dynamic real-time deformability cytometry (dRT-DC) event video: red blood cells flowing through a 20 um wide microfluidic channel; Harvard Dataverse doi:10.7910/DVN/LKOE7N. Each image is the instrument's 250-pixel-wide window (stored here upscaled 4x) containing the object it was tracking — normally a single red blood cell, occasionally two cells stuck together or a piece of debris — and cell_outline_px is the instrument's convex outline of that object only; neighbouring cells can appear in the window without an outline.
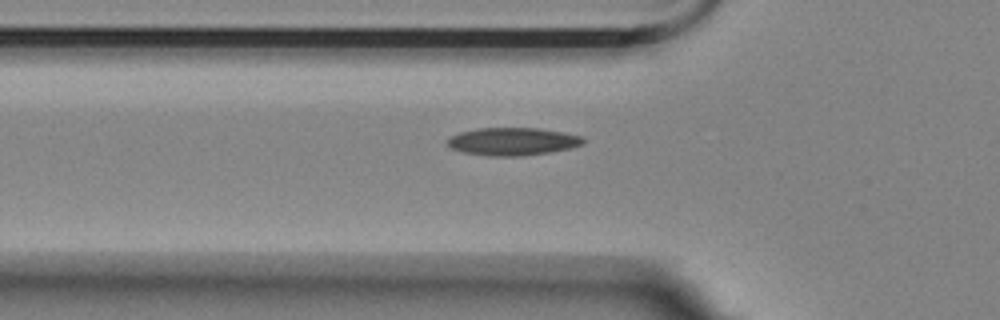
{"species": "Egyptian fruit bat (a non-hibernating species)", "species_latin": "Rousettus aegyptiacus", "temperature_condition": "room temperature", "stored_images_in_passage": 7, "camera_frame_rate_fps": 3000, "um_per_image_px": 0.085, "animal": {"sex": "female"}, "frame": {"image": 1, "passage_image": 6, "time_ms": 1.667, "image_size_px": [1000, 320], "cell_outline_px": [[584, 144], [568, 148], [548, 152], [520, 156], [488, 156], [464, 152], [452, 148], [448, 144], [448, 136], [460, 132], [476, 128], [540, 128], [564, 132], [584, 136]], "centroid_in_image_um": [43.58, 12.01], "position_along_channel_um": 82.2, "area_um2": 21.96}}
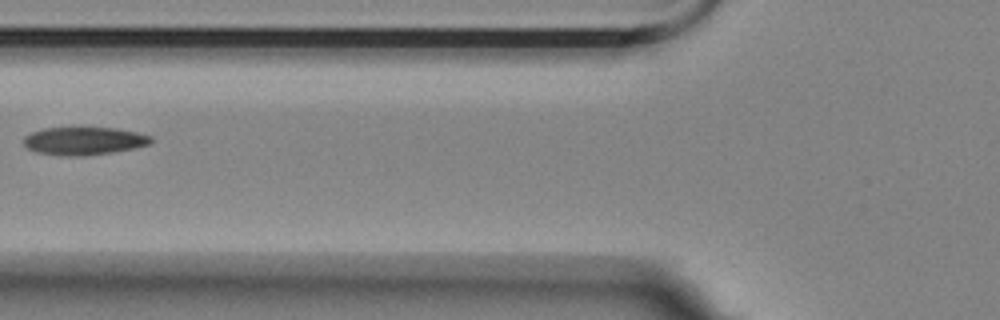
{"frame": {"image": 2, "passage_image": 7, "time_ms": 2.0, "image_size_px": [1000, 320], "cell_outline_px": [[152, 140], [148, 144], [136, 148], [112, 152], [84, 156], [60, 156], [36, 152], [28, 148], [24, 144], [24, 136], [32, 132], [44, 128], [116, 128], [136, 132], [152, 136]], "centroid_in_image_um": [7.13, 11.99], "position_along_channel_um": 118.7, "area_um2": 20.69}}